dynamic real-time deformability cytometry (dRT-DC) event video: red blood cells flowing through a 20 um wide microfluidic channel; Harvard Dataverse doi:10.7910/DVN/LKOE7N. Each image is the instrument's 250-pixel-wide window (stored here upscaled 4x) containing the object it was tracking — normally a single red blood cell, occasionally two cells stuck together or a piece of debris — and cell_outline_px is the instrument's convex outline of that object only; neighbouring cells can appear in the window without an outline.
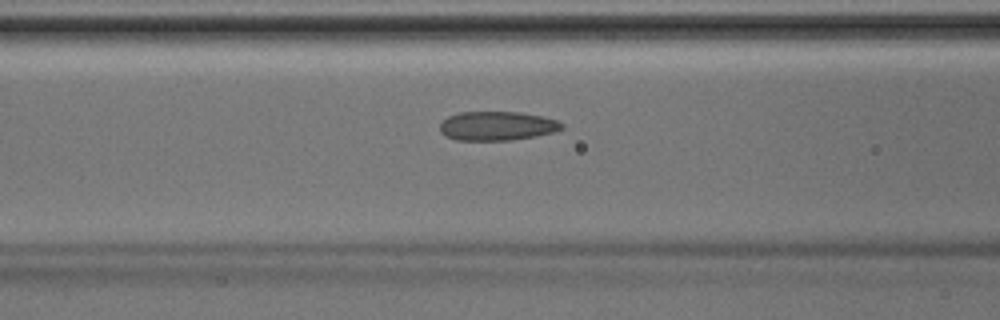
{"species": "Egyptian fruit bat (a non-hibernating species)", "species_latin": "Rousettus aegyptiacus", "temperature_condition": "room temperature", "stored_images_in_passage": 28, "camera_frame_rate_fps": 3000, "um_per_image_px": 0.085, "animal": {"sex": "male"}, "frame": {"image": 1, "passage_image": 8, "time_ms": 2.333, "image_size_px": [1000, 320], "cell_outline_px": [[564, 128], [552, 132], [536, 136], [512, 140], [456, 140], [444, 136], [440, 132], [440, 124], [448, 116], [460, 112], [520, 112], [544, 116], [556, 120], [564, 124]], "centroid_in_image_um": [42.25, 10.7], "position_along_channel_um": 124.4, "area_um2": 20.75}}
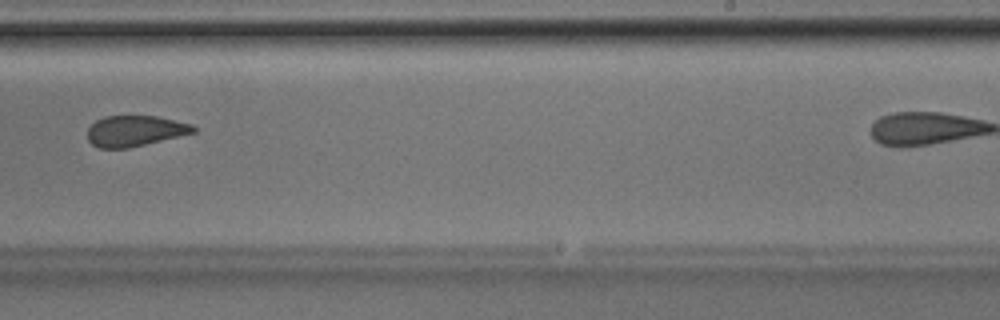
{"frame": {"image": 2, "passage_image": 18, "time_ms": 5.667, "image_size_px": [1000, 320], "cell_outline_px": [[196, 132], [128, 148], [100, 148], [92, 144], [88, 140], [88, 128], [96, 120], [104, 116], [156, 116], [192, 124], [196, 128]], "centroid_in_image_um": [11.46, 11.12], "position_along_channel_um": 277.5, "area_um2": 18.84}}
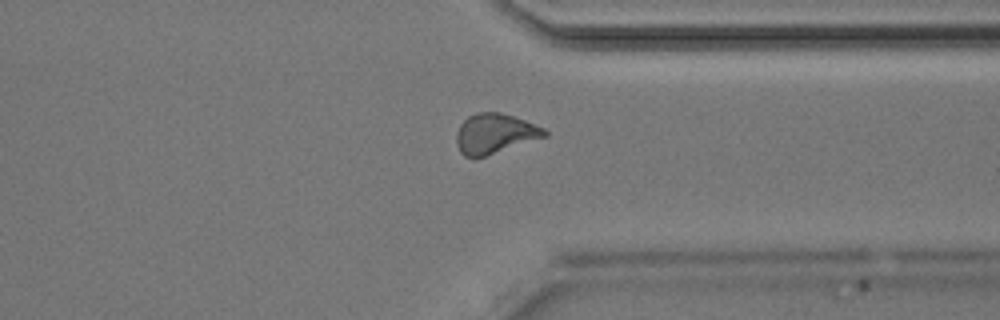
{"frame": {"image": 3, "passage_image": 24, "time_ms": 7.667, "image_size_px": [1000, 320], "cell_outline_px": [[548, 136], [484, 156], [464, 156], [460, 152], [456, 144], [456, 132], [460, 124], [468, 116], [476, 112], [500, 112], [524, 120], [544, 128], [548, 132]], "centroid_in_image_um": [42.05, 11.34], "position_along_channel_um": 369.4, "area_um2": 20.35}}